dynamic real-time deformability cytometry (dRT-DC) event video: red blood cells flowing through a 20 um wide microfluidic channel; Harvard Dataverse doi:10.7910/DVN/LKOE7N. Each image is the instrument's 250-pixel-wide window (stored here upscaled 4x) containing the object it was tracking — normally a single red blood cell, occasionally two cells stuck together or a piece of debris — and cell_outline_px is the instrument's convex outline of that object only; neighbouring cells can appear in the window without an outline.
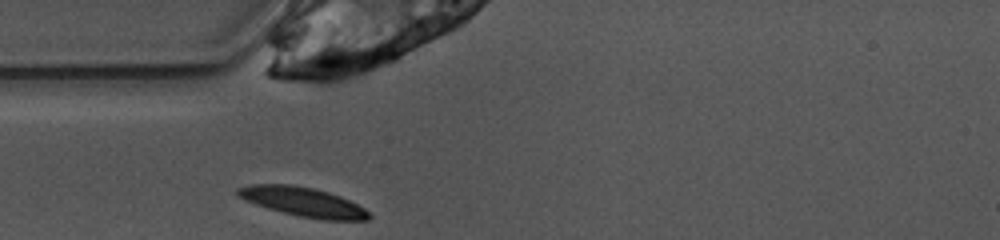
{"species": "common noctule bat (a hibernating species)", "species_latin": "Nyctalus noctula", "temperature_condition": "warm", "stored_images_in_passage": 25, "camera_frame_rate_fps": 3000, "um_per_image_px": 0.085, "animal": {"sex": "female", "body_mass_g": 10.0, "forearm_length_mm": 53.1}, "frame": {"image": 1, "passage_image": 1, "time_ms": 0.0, "image_size_px": [1000, 240], "cell_outline_px": [[372, 216], [368, 220], [324, 220], [300, 216], [268, 208], [256, 204], [236, 196], [236, 188], [248, 184], [292, 184], [312, 188], [328, 192], [340, 196], [364, 208]], "centroid_in_image_um": [25.73, 17.15], "position_along_channel_um": 59.3, "area_um2": 22.25}}
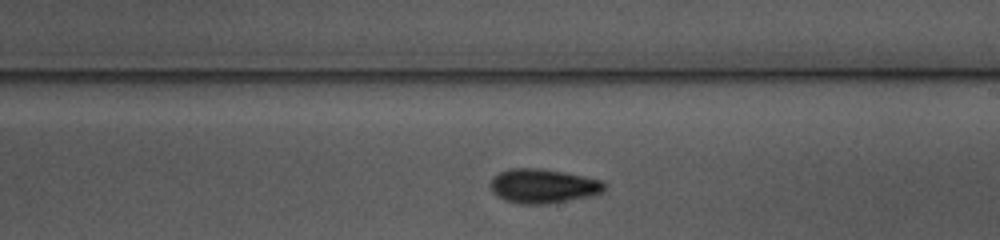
{"frame": {"image": 2, "passage_image": 15, "time_ms": 4.667, "image_size_px": [1000, 240], "cell_outline_px": [[604, 192], [592, 196], [548, 204], [520, 204], [504, 200], [496, 196], [492, 192], [492, 180], [500, 172], [512, 168], [540, 168], [564, 172], [600, 180], [604, 184]], "centroid_in_image_um": [46.17, 15.83], "position_along_channel_um": 242.8, "area_um2": 22.66}}
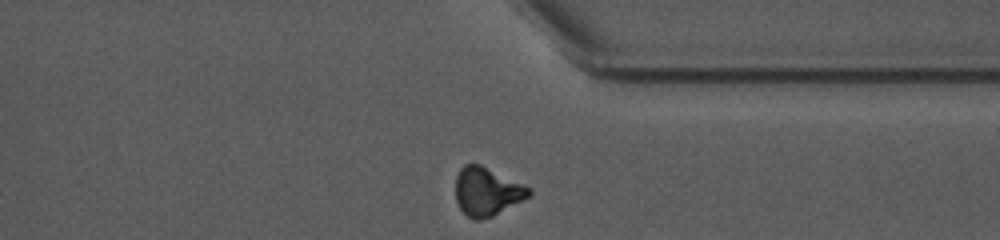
{"frame": {"image": 3, "passage_image": 25, "time_ms": 8.0, "image_size_px": [1000, 240], "cell_outline_px": [[532, 192], [528, 196], [492, 216], [480, 220], [472, 220], [460, 208], [456, 200], [456, 176], [460, 168], [464, 164], [480, 164], [532, 188]], "centroid_in_image_um": [41.36, 16.27], "position_along_channel_um": 370.0, "area_um2": 20.4}, "authors_computed_cell_mechanics": {"area_um2": 22.253, "velocity_mm_per_s": 3.9193, "shape_relaxation_time_tau1_ms": 3.6238, "shape_relaxation_time_tau2_ms": 6.1374, "deformation_change_tau1": 0.1435, "deformation_change_tau2": 0.1366}}